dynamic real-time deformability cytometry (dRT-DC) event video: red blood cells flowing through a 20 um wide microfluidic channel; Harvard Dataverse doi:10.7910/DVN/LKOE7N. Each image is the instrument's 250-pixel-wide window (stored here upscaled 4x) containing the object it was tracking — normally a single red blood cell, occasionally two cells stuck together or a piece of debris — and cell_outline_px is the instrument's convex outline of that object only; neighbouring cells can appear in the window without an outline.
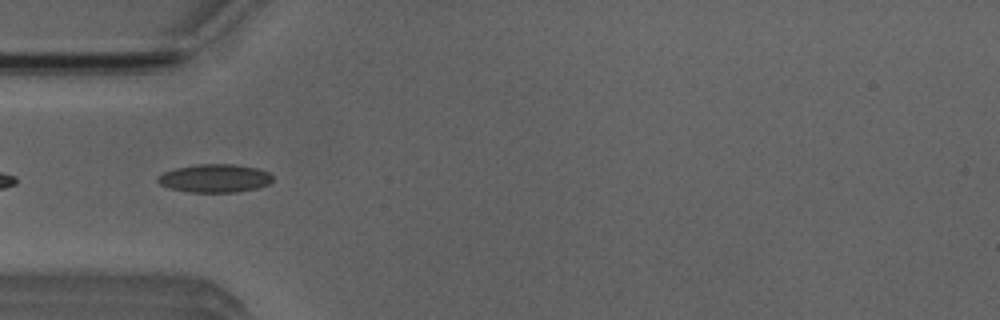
{"species": "Egyptian fruit bat (a non-hibernating species)", "species_latin": "Rousettus aegyptiacus", "temperature_condition": "room temperature", "stored_images_in_passage": 38, "camera_frame_rate_fps": 3000, "um_per_image_px": 0.085, "animal": {"sex": "male"}, "frame": {"image": 1, "passage_image": 2, "time_ms": 0.333, "image_size_px": [1000, 320], "cell_outline_px": [[272, 180], [268, 184], [256, 188], [236, 192], [192, 192], [168, 188], [160, 184], [156, 180], [156, 176], [164, 172], [176, 168], [196, 164], [232, 164], [256, 168], [268, 172], [272, 176]], "centroid_in_image_um": [18.21, 15.15], "position_along_channel_um": 66.8, "area_um2": 18.84}}
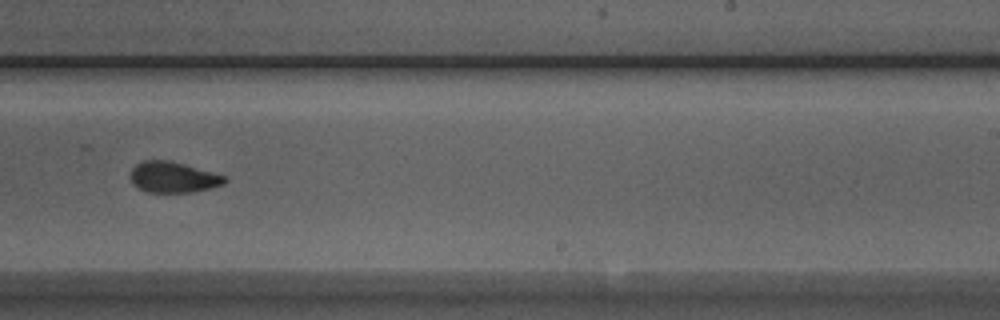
{"frame": {"image": 2, "passage_image": 18, "time_ms": 5.667, "image_size_px": [1000, 320], "cell_outline_px": [[228, 180], [224, 184], [212, 188], [192, 192], [148, 192], [132, 184], [128, 176], [132, 168], [136, 164], [144, 160], [168, 160], [184, 164], [212, 172], [224, 176]], "centroid_in_image_um": [14.69, 15.06], "position_along_channel_um": 274.3, "area_um2": 16.99}}
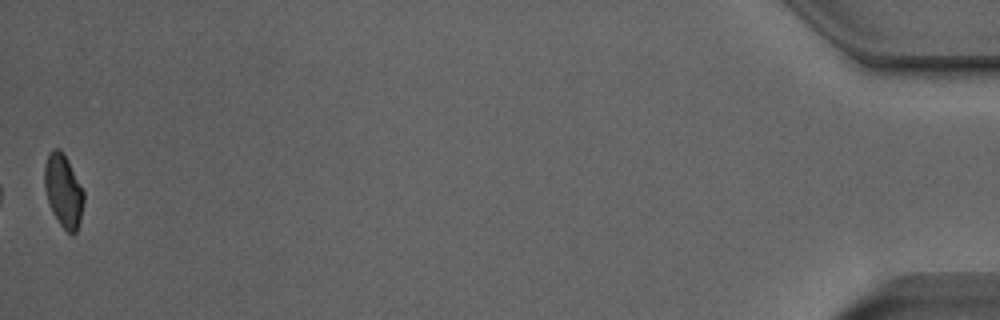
{"frame": {"image": 3, "passage_image": 38, "time_ms": 12.333, "image_size_px": [1000, 320], "cell_outline_px": [[84, 200], [80, 220], [76, 232], [72, 236], [60, 224], [52, 212], [44, 188], [44, 164], [48, 152], [52, 148], [60, 148], [84, 192]], "centroid_in_image_um": [5.36, 16.21], "position_along_channel_um": 429.8, "area_um2": 16.53}, "authors_computed_cell_mechanics": {"area_um2": 17.4267, "velocity_mm_per_s": 3.8902, "shape_relaxation_time_tau1_ms": 5.5777, "shape_relaxation_time_tau2_ms": 1.8844, "deformation_change_tau1": 0.1775, "deformation_change_tau2": 0.0789}}